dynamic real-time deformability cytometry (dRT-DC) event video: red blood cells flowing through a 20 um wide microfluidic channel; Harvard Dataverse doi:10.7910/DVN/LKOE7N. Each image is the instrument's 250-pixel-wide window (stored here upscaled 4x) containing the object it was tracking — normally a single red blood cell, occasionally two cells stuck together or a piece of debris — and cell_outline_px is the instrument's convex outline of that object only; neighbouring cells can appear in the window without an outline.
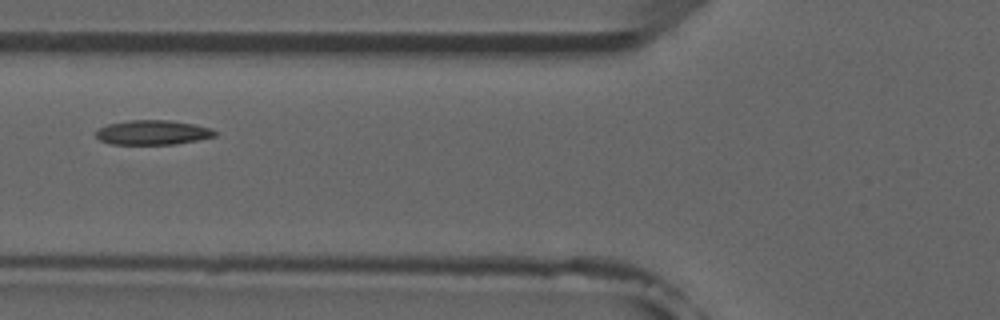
{"species": "common noctule bat (a hibernating species)", "species_latin": "Nyctalus noctula", "temperature_condition": "room temperature", "stored_images_in_passage": 6, "camera_frame_rate_fps": 3000, "um_per_image_px": 0.085, "animal": {"sex": "male", "forearm_length_mm": 52.5}, "frame": {"image": 1, "passage_image": 3, "time_ms": 2.667, "image_size_px": [1000, 320], "cell_outline_px": [[216, 136], [176, 144], [112, 144], [100, 140], [96, 136], [96, 128], [108, 124], [128, 120], [168, 120], [196, 124], [212, 128], [216, 132]], "centroid_in_image_um": [12.97, 11.25], "position_along_channel_um": 112.8, "area_um2": 17.11}}
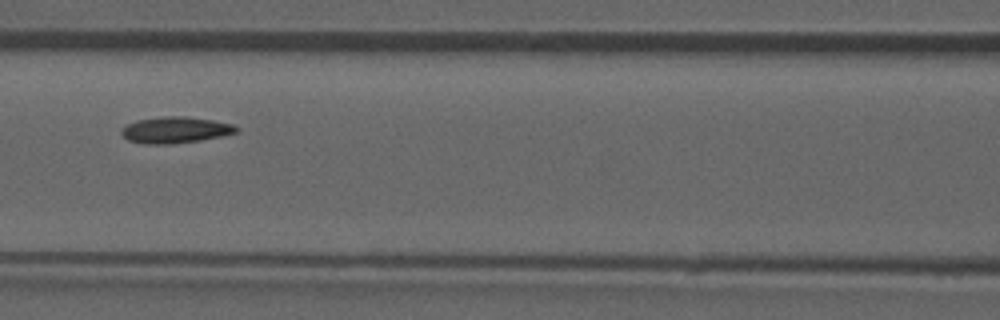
{"frame": {"image": 2, "passage_image": 4, "time_ms": 3.667, "image_size_px": [1000, 320], "cell_outline_px": [[240, 128], [236, 132], [220, 136], [200, 140], [172, 144], [144, 144], [128, 140], [120, 132], [128, 124], [136, 120], [164, 116], [184, 116], [212, 120], [232, 124]], "centroid_in_image_um": [14.9, 11.04], "position_along_channel_um": 151.7, "area_um2": 17.46}}